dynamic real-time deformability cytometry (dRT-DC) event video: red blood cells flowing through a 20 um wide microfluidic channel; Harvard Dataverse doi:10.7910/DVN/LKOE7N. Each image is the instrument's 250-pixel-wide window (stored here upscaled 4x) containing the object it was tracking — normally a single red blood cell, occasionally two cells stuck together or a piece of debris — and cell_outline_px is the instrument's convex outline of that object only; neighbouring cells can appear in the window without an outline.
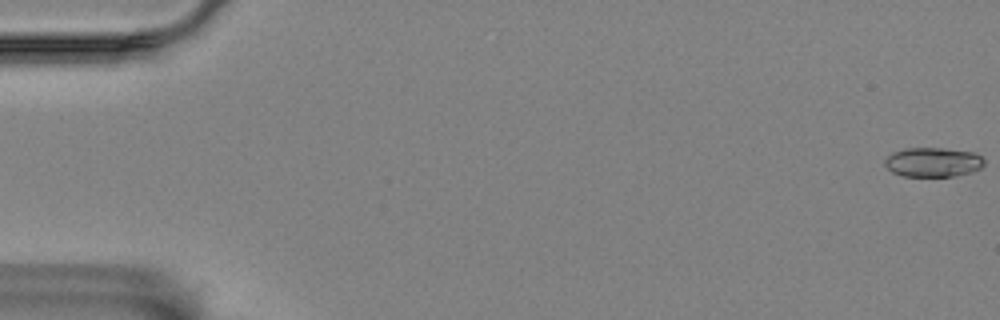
{"species": "Egyptian fruit bat (a non-hibernating species)", "species_latin": "Rousettus aegyptiacus", "temperature_condition": "room temperature", "stored_images_in_passage": 58, "camera_frame_rate_fps": 3000, "um_per_image_px": 0.085, "animal": {"sex": "female"}, "frame": {"image": 1, "passage_image": 1, "time_ms": 0.0, "image_size_px": [1000, 320], "cell_outline_px": [[984, 164], [980, 168], [972, 172], [952, 176], [904, 176], [892, 172], [884, 164], [884, 160], [892, 152], [908, 148], [944, 148], [976, 152], [984, 160]], "centroid_in_image_um": [79.31, 13.78], "position_along_channel_um": 5.7, "area_um2": 17.05}}
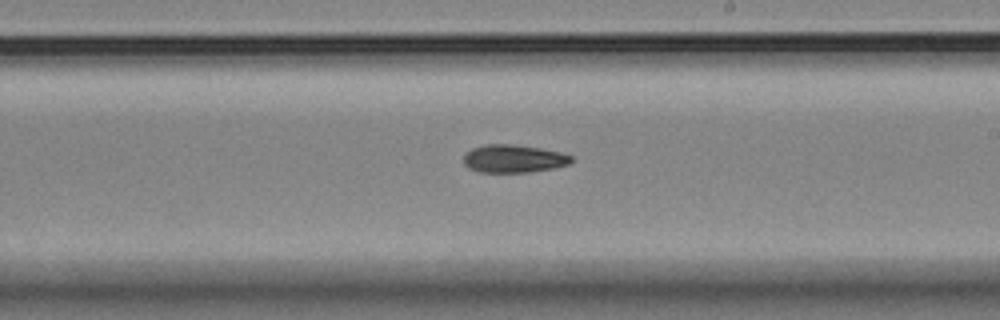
{"frame": {"image": 2, "passage_image": 34, "time_ms": 11.0, "image_size_px": [1000, 320], "cell_outline_px": [[572, 160], [568, 164], [552, 168], [528, 172], [476, 172], [468, 168], [464, 164], [464, 152], [472, 148], [488, 144], [512, 144], [540, 148], [560, 152], [572, 156]], "centroid_in_image_um": [43.6, 13.48], "position_along_channel_um": 245.4, "area_um2": 17.51}}
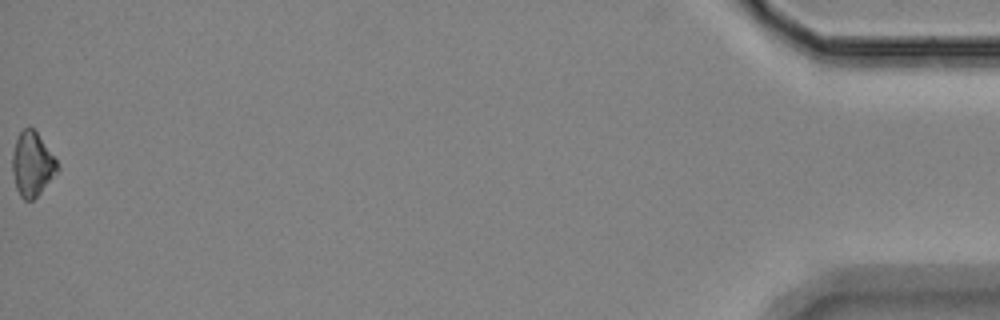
{"frame": {"image": 3, "passage_image": 58, "time_ms": 19.0, "image_size_px": [1000, 320], "cell_outline_px": [[60, 168], [40, 192], [32, 200], [24, 200], [20, 196], [16, 188], [12, 172], [12, 152], [16, 140], [20, 132], [24, 128], [32, 128], [36, 132], [56, 160]], "centroid_in_image_um": [2.71, 13.97], "position_along_channel_um": 432.5, "area_um2": 16.47}, "authors_computed_cell_mechanics": {"area_um2": 17.4845, "velocity_mm_per_s": 3.5264, "shape_relaxation_time_tau1_ms": 4.9259, "shape_relaxation_time_tau2_ms": null, "deformation_change_tau1": 0.1172, "deformation_change_tau2": null}}